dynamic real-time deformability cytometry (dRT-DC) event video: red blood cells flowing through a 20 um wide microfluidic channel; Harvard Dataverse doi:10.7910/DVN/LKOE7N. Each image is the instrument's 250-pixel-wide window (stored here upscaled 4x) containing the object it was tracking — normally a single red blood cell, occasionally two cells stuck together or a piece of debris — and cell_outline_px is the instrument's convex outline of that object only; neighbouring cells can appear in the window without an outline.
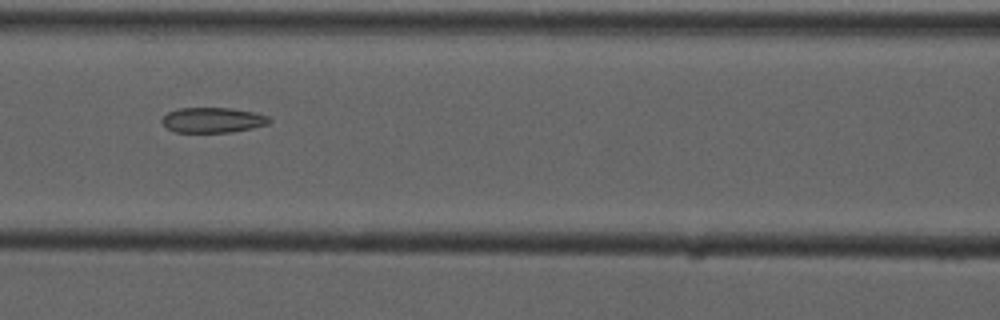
{"species": "common noctule bat (a hibernating species)", "species_latin": "Nyctalus noctula", "temperature_condition": "cold", "stored_images_in_passage": 8, "camera_frame_rate_fps": 3000, "um_per_image_px": 0.085, "animal": {"sex": "male", "forearm_length_mm": 52.5}, "frame": {"image": 1, "passage_image": 6, "time_ms": 7.0, "image_size_px": [1000, 320], "cell_outline_px": [[272, 120], [268, 124], [252, 128], [232, 132], [176, 132], [168, 128], [160, 120], [168, 112], [180, 108], [232, 108], [252, 112], [268, 116]], "centroid_in_image_um": [18.09, 10.2], "position_along_channel_um": 148.5, "area_um2": 15.66}}
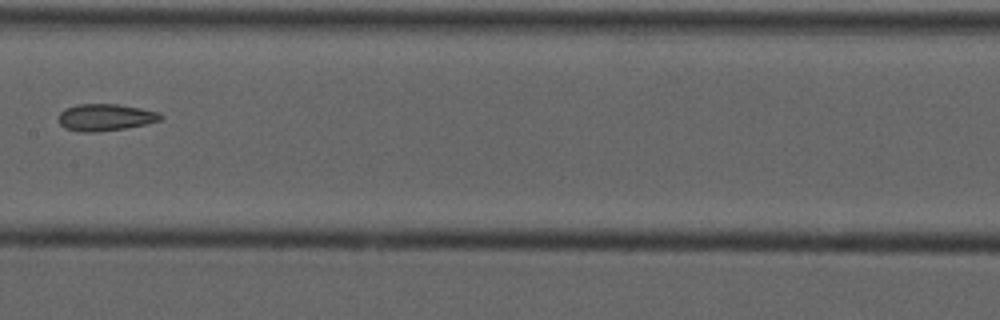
{"frame": {"image": 2, "passage_image": 7, "time_ms": 8.333, "image_size_px": [1000, 320], "cell_outline_px": [[164, 116], [160, 120], [144, 124], [124, 128], [96, 132], [80, 132], [64, 128], [56, 120], [56, 116], [64, 108], [76, 104], [116, 104], [140, 108], [160, 112]], "centroid_in_image_um": [8.88, 9.97], "position_along_channel_um": 198.5, "area_um2": 16.18}}
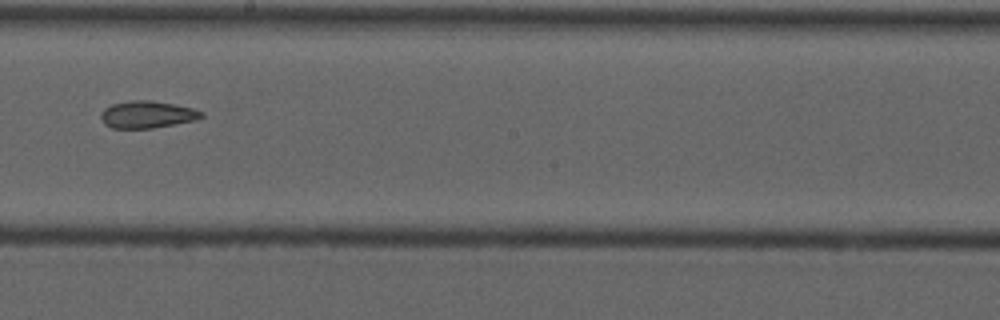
{"frame": {"image": 3, "passage_image": 8, "time_ms": 9.333, "image_size_px": [1000, 320], "cell_outline_px": [[204, 116], [196, 120], [152, 128], [112, 128], [104, 124], [100, 116], [104, 108], [112, 104], [132, 100], [148, 100], [172, 104], [192, 108], [204, 112]], "centroid_in_image_um": [12.5, 9.74], "position_along_channel_um": 235.7, "area_um2": 15.78}}